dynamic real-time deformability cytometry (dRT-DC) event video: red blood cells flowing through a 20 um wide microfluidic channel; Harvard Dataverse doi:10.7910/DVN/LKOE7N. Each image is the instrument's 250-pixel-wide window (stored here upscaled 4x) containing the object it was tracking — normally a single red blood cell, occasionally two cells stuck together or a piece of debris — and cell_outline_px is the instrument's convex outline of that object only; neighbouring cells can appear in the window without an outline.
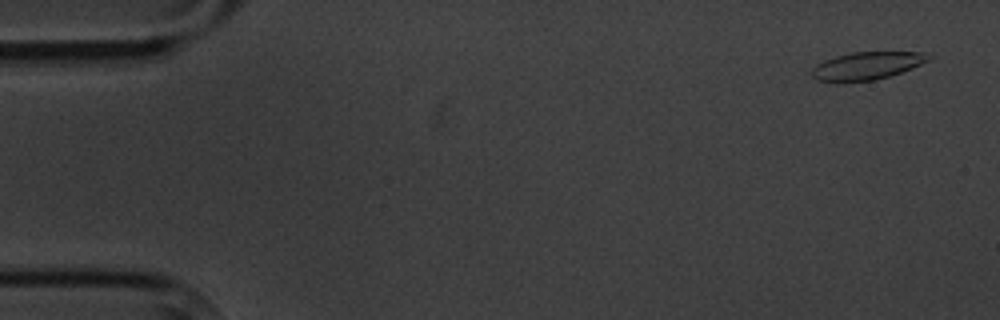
{"species": "common noctule bat (a hibernating species)", "species_latin": "Nyctalus noctula", "temperature_condition": "cold", "stored_images_in_passage": 5, "camera_frame_rate_fps": 3000, "um_per_image_px": 0.085, "animal": {"sex": "male", "body_mass_g": 20.1, "forearm_length_mm": 53.5}, "frame": {"image": 1, "passage_image": 1, "time_ms": 0.0, "image_size_px": [1000, 320], "cell_outline_px": [[936, 56], [932, 60], [912, 68], [876, 80], [836, 84], [816, 80], [812, 76], [812, 68], [816, 64], [824, 60], [836, 56], [852, 52], [924, 52]], "centroid_in_image_um": [73.68, 5.61], "position_along_channel_um": 11.3, "area_um2": 19.48}}
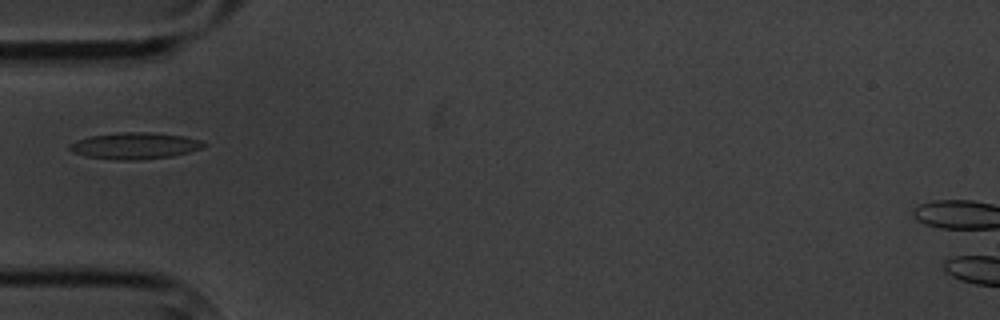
{"frame": {"image": 2, "passage_image": 5, "time_ms": 5.333, "image_size_px": [1000, 320], "cell_outline_px": [[208, 144], [200, 148], [188, 152], [172, 156], [136, 160], [116, 160], [88, 156], [72, 152], [68, 148], [68, 144], [76, 140], [92, 136], [120, 132], [152, 132], [184, 136], [204, 140]], "centroid_in_image_um": [11.48, 12.38], "position_along_channel_um": 73.5, "area_um2": 20.75}}